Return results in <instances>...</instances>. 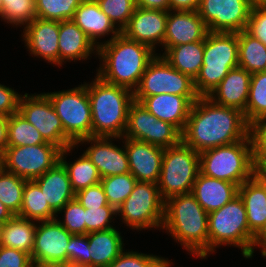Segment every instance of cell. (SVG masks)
Wrapping results in <instances>:
<instances>
[{"mask_svg":"<svg viewBox=\"0 0 266 267\" xmlns=\"http://www.w3.org/2000/svg\"><path fill=\"white\" fill-rule=\"evenodd\" d=\"M249 135L250 125L244 112L218 105L208 97H199L191 107L181 140L201 153L236 143Z\"/></svg>","mask_w":266,"mask_h":267,"instance_id":"obj_1","label":"cell"},{"mask_svg":"<svg viewBox=\"0 0 266 267\" xmlns=\"http://www.w3.org/2000/svg\"><path fill=\"white\" fill-rule=\"evenodd\" d=\"M155 52L149 46L130 40L120 33L98 46L97 56L102 63L96 75L107 83L134 92L147 65L157 55Z\"/></svg>","mask_w":266,"mask_h":267,"instance_id":"obj_2","label":"cell"},{"mask_svg":"<svg viewBox=\"0 0 266 267\" xmlns=\"http://www.w3.org/2000/svg\"><path fill=\"white\" fill-rule=\"evenodd\" d=\"M163 229L191 255L207 258L208 213L191 192L164 201Z\"/></svg>","mask_w":266,"mask_h":267,"instance_id":"obj_3","label":"cell"},{"mask_svg":"<svg viewBox=\"0 0 266 267\" xmlns=\"http://www.w3.org/2000/svg\"><path fill=\"white\" fill-rule=\"evenodd\" d=\"M85 86L91 105L92 136L123 138L133 91L107 83L97 75Z\"/></svg>","mask_w":266,"mask_h":267,"instance_id":"obj_4","label":"cell"},{"mask_svg":"<svg viewBox=\"0 0 266 267\" xmlns=\"http://www.w3.org/2000/svg\"><path fill=\"white\" fill-rule=\"evenodd\" d=\"M251 136L236 143L199 153V169L206 176L240 186L255 175Z\"/></svg>","mask_w":266,"mask_h":267,"instance_id":"obj_5","label":"cell"},{"mask_svg":"<svg viewBox=\"0 0 266 267\" xmlns=\"http://www.w3.org/2000/svg\"><path fill=\"white\" fill-rule=\"evenodd\" d=\"M254 234L247 222L244 203L238 195L220 209L208 213V254L215 248L235 246L241 248L245 259L252 258Z\"/></svg>","mask_w":266,"mask_h":267,"instance_id":"obj_6","label":"cell"},{"mask_svg":"<svg viewBox=\"0 0 266 267\" xmlns=\"http://www.w3.org/2000/svg\"><path fill=\"white\" fill-rule=\"evenodd\" d=\"M238 32H210L204 39L203 65L194 80L200 97H207L233 68L238 67Z\"/></svg>","mask_w":266,"mask_h":267,"instance_id":"obj_7","label":"cell"},{"mask_svg":"<svg viewBox=\"0 0 266 267\" xmlns=\"http://www.w3.org/2000/svg\"><path fill=\"white\" fill-rule=\"evenodd\" d=\"M199 171V153L182 140L177 145L164 148L157 183L163 201L190 193Z\"/></svg>","mask_w":266,"mask_h":267,"instance_id":"obj_8","label":"cell"},{"mask_svg":"<svg viewBox=\"0 0 266 267\" xmlns=\"http://www.w3.org/2000/svg\"><path fill=\"white\" fill-rule=\"evenodd\" d=\"M44 94L61 119L65 137L73 145L92 136L91 105L85 83L72 89Z\"/></svg>","mask_w":266,"mask_h":267,"instance_id":"obj_9","label":"cell"},{"mask_svg":"<svg viewBox=\"0 0 266 267\" xmlns=\"http://www.w3.org/2000/svg\"><path fill=\"white\" fill-rule=\"evenodd\" d=\"M117 215L133 230L162 228L164 201L158 185L137 181L129 197L117 208Z\"/></svg>","mask_w":266,"mask_h":267,"instance_id":"obj_10","label":"cell"},{"mask_svg":"<svg viewBox=\"0 0 266 267\" xmlns=\"http://www.w3.org/2000/svg\"><path fill=\"white\" fill-rule=\"evenodd\" d=\"M161 93L186 96L192 103L200 97L194 80L172 67L159 53L147 65L133 94L134 97H147Z\"/></svg>","mask_w":266,"mask_h":267,"instance_id":"obj_11","label":"cell"},{"mask_svg":"<svg viewBox=\"0 0 266 267\" xmlns=\"http://www.w3.org/2000/svg\"><path fill=\"white\" fill-rule=\"evenodd\" d=\"M61 149L54 144L7 146L3 168L23 179L34 180L60 161Z\"/></svg>","mask_w":266,"mask_h":267,"instance_id":"obj_12","label":"cell"},{"mask_svg":"<svg viewBox=\"0 0 266 267\" xmlns=\"http://www.w3.org/2000/svg\"><path fill=\"white\" fill-rule=\"evenodd\" d=\"M123 138L168 148L181 141V132L171 123L158 120L140 102L133 101Z\"/></svg>","mask_w":266,"mask_h":267,"instance_id":"obj_13","label":"cell"},{"mask_svg":"<svg viewBox=\"0 0 266 267\" xmlns=\"http://www.w3.org/2000/svg\"><path fill=\"white\" fill-rule=\"evenodd\" d=\"M18 112L38 129L46 142L61 150L73 145L65 137L61 119L44 93L21 95Z\"/></svg>","mask_w":266,"mask_h":267,"instance_id":"obj_14","label":"cell"},{"mask_svg":"<svg viewBox=\"0 0 266 267\" xmlns=\"http://www.w3.org/2000/svg\"><path fill=\"white\" fill-rule=\"evenodd\" d=\"M251 8L247 0H200L197 12L210 32H241Z\"/></svg>","mask_w":266,"mask_h":267,"instance_id":"obj_15","label":"cell"},{"mask_svg":"<svg viewBox=\"0 0 266 267\" xmlns=\"http://www.w3.org/2000/svg\"><path fill=\"white\" fill-rule=\"evenodd\" d=\"M115 138V139H114ZM122 139L121 137L90 136L78 141L75 146L83 143H91L84 154L96 166L102 178L113 175L129 173L128 157L125 150V138L122 140L124 146L118 147L112 141Z\"/></svg>","mask_w":266,"mask_h":267,"instance_id":"obj_16","label":"cell"},{"mask_svg":"<svg viewBox=\"0 0 266 267\" xmlns=\"http://www.w3.org/2000/svg\"><path fill=\"white\" fill-rule=\"evenodd\" d=\"M73 234L57 219L37 224L31 260L37 262L67 263V245Z\"/></svg>","mask_w":266,"mask_h":267,"instance_id":"obj_17","label":"cell"},{"mask_svg":"<svg viewBox=\"0 0 266 267\" xmlns=\"http://www.w3.org/2000/svg\"><path fill=\"white\" fill-rule=\"evenodd\" d=\"M168 11L136 7L127 26L121 33L128 39L149 46L153 51L156 45L164 43Z\"/></svg>","mask_w":266,"mask_h":267,"instance_id":"obj_18","label":"cell"},{"mask_svg":"<svg viewBox=\"0 0 266 267\" xmlns=\"http://www.w3.org/2000/svg\"><path fill=\"white\" fill-rule=\"evenodd\" d=\"M208 33V27L197 10H169L162 48L165 53L173 46L202 41Z\"/></svg>","mask_w":266,"mask_h":267,"instance_id":"obj_19","label":"cell"},{"mask_svg":"<svg viewBox=\"0 0 266 267\" xmlns=\"http://www.w3.org/2000/svg\"><path fill=\"white\" fill-rule=\"evenodd\" d=\"M22 37L31 55L59 67V21L36 17L24 27Z\"/></svg>","mask_w":266,"mask_h":267,"instance_id":"obj_20","label":"cell"},{"mask_svg":"<svg viewBox=\"0 0 266 267\" xmlns=\"http://www.w3.org/2000/svg\"><path fill=\"white\" fill-rule=\"evenodd\" d=\"M130 173L140 182L158 183L164 148L125 138Z\"/></svg>","mask_w":266,"mask_h":267,"instance_id":"obj_21","label":"cell"},{"mask_svg":"<svg viewBox=\"0 0 266 267\" xmlns=\"http://www.w3.org/2000/svg\"><path fill=\"white\" fill-rule=\"evenodd\" d=\"M158 120L174 125L181 133L184 131L187 118L193 103L186 96L161 93L147 97H134Z\"/></svg>","mask_w":266,"mask_h":267,"instance_id":"obj_22","label":"cell"},{"mask_svg":"<svg viewBox=\"0 0 266 267\" xmlns=\"http://www.w3.org/2000/svg\"><path fill=\"white\" fill-rule=\"evenodd\" d=\"M251 75L239 66L233 68L207 97L218 105L245 112Z\"/></svg>","mask_w":266,"mask_h":267,"instance_id":"obj_23","label":"cell"},{"mask_svg":"<svg viewBox=\"0 0 266 267\" xmlns=\"http://www.w3.org/2000/svg\"><path fill=\"white\" fill-rule=\"evenodd\" d=\"M238 190L237 184L206 176L199 171L191 193L202 208L210 213L237 197Z\"/></svg>","mask_w":266,"mask_h":267,"instance_id":"obj_24","label":"cell"},{"mask_svg":"<svg viewBox=\"0 0 266 267\" xmlns=\"http://www.w3.org/2000/svg\"><path fill=\"white\" fill-rule=\"evenodd\" d=\"M72 20L96 47L101 45V42L97 41L99 38L111 33V38L107 39L110 41L121 33L100 9L96 0H83L75 11Z\"/></svg>","mask_w":266,"mask_h":267,"instance_id":"obj_25","label":"cell"},{"mask_svg":"<svg viewBox=\"0 0 266 267\" xmlns=\"http://www.w3.org/2000/svg\"><path fill=\"white\" fill-rule=\"evenodd\" d=\"M58 47L59 66H62L65 60H87L92 53L96 55L98 50L73 20L59 22Z\"/></svg>","mask_w":266,"mask_h":267,"instance_id":"obj_26","label":"cell"},{"mask_svg":"<svg viewBox=\"0 0 266 267\" xmlns=\"http://www.w3.org/2000/svg\"><path fill=\"white\" fill-rule=\"evenodd\" d=\"M34 181L39 185L45 200L56 213L69 201L75 199L68 172L61 161Z\"/></svg>","mask_w":266,"mask_h":267,"instance_id":"obj_27","label":"cell"},{"mask_svg":"<svg viewBox=\"0 0 266 267\" xmlns=\"http://www.w3.org/2000/svg\"><path fill=\"white\" fill-rule=\"evenodd\" d=\"M250 231L256 235L266 222V181L255 175L239 186Z\"/></svg>","mask_w":266,"mask_h":267,"instance_id":"obj_28","label":"cell"},{"mask_svg":"<svg viewBox=\"0 0 266 267\" xmlns=\"http://www.w3.org/2000/svg\"><path fill=\"white\" fill-rule=\"evenodd\" d=\"M88 237V257L90 267H105L113 262L123 251L121 232L115 227L86 234Z\"/></svg>","mask_w":266,"mask_h":267,"instance_id":"obj_29","label":"cell"},{"mask_svg":"<svg viewBox=\"0 0 266 267\" xmlns=\"http://www.w3.org/2000/svg\"><path fill=\"white\" fill-rule=\"evenodd\" d=\"M37 223L14 215L1 225L0 246L21 250L31 256Z\"/></svg>","mask_w":266,"mask_h":267,"instance_id":"obj_30","label":"cell"},{"mask_svg":"<svg viewBox=\"0 0 266 267\" xmlns=\"http://www.w3.org/2000/svg\"><path fill=\"white\" fill-rule=\"evenodd\" d=\"M162 56L176 70L195 80L203 65L204 39L170 47Z\"/></svg>","mask_w":266,"mask_h":267,"instance_id":"obj_31","label":"cell"},{"mask_svg":"<svg viewBox=\"0 0 266 267\" xmlns=\"http://www.w3.org/2000/svg\"><path fill=\"white\" fill-rule=\"evenodd\" d=\"M75 147V145H72L64 150H61L60 161L66 167L71 182V187L76 193L82 189L88 188L89 186L100 183L102 177L100 176L96 166L84 153L79 156L77 160H74L75 162L68 163L66 161L65 156Z\"/></svg>","mask_w":266,"mask_h":267,"instance_id":"obj_32","label":"cell"},{"mask_svg":"<svg viewBox=\"0 0 266 267\" xmlns=\"http://www.w3.org/2000/svg\"><path fill=\"white\" fill-rule=\"evenodd\" d=\"M18 216L36 222L53 220L58 217L57 213L49 206L48 201L45 200L44 194L34 180H26Z\"/></svg>","mask_w":266,"mask_h":267,"instance_id":"obj_33","label":"cell"},{"mask_svg":"<svg viewBox=\"0 0 266 267\" xmlns=\"http://www.w3.org/2000/svg\"><path fill=\"white\" fill-rule=\"evenodd\" d=\"M238 66L249 73L266 71V46L245 30L238 32Z\"/></svg>","mask_w":266,"mask_h":267,"instance_id":"obj_34","label":"cell"},{"mask_svg":"<svg viewBox=\"0 0 266 267\" xmlns=\"http://www.w3.org/2000/svg\"><path fill=\"white\" fill-rule=\"evenodd\" d=\"M51 144L19 112L8 117L7 146Z\"/></svg>","mask_w":266,"mask_h":267,"instance_id":"obj_35","label":"cell"},{"mask_svg":"<svg viewBox=\"0 0 266 267\" xmlns=\"http://www.w3.org/2000/svg\"><path fill=\"white\" fill-rule=\"evenodd\" d=\"M244 116L249 125L266 117V71L252 73Z\"/></svg>","mask_w":266,"mask_h":267,"instance_id":"obj_36","label":"cell"},{"mask_svg":"<svg viewBox=\"0 0 266 267\" xmlns=\"http://www.w3.org/2000/svg\"><path fill=\"white\" fill-rule=\"evenodd\" d=\"M25 184L26 179L8 172L4 168L0 170V201L17 216L22 205Z\"/></svg>","mask_w":266,"mask_h":267,"instance_id":"obj_37","label":"cell"},{"mask_svg":"<svg viewBox=\"0 0 266 267\" xmlns=\"http://www.w3.org/2000/svg\"><path fill=\"white\" fill-rule=\"evenodd\" d=\"M83 0H35L37 18L52 21L72 20Z\"/></svg>","mask_w":266,"mask_h":267,"instance_id":"obj_38","label":"cell"},{"mask_svg":"<svg viewBox=\"0 0 266 267\" xmlns=\"http://www.w3.org/2000/svg\"><path fill=\"white\" fill-rule=\"evenodd\" d=\"M136 182V178L130 172L104 177L100 181L108 204L116 209L129 197Z\"/></svg>","mask_w":266,"mask_h":267,"instance_id":"obj_39","label":"cell"},{"mask_svg":"<svg viewBox=\"0 0 266 267\" xmlns=\"http://www.w3.org/2000/svg\"><path fill=\"white\" fill-rule=\"evenodd\" d=\"M36 17L35 0H3L0 18L13 27H24Z\"/></svg>","mask_w":266,"mask_h":267,"instance_id":"obj_40","label":"cell"},{"mask_svg":"<svg viewBox=\"0 0 266 267\" xmlns=\"http://www.w3.org/2000/svg\"><path fill=\"white\" fill-rule=\"evenodd\" d=\"M100 9L121 32L136 9L135 0H96Z\"/></svg>","mask_w":266,"mask_h":267,"instance_id":"obj_41","label":"cell"},{"mask_svg":"<svg viewBox=\"0 0 266 267\" xmlns=\"http://www.w3.org/2000/svg\"><path fill=\"white\" fill-rule=\"evenodd\" d=\"M64 212V220L58 222L71 234H86L85 208L76 200L69 201L57 214Z\"/></svg>","mask_w":266,"mask_h":267,"instance_id":"obj_42","label":"cell"},{"mask_svg":"<svg viewBox=\"0 0 266 267\" xmlns=\"http://www.w3.org/2000/svg\"><path fill=\"white\" fill-rule=\"evenodd\" d=\"M115 215L117 209L109 204L100 208H85L86 234L113 228L110 223Z\"/></svg>","mask_w":266,"mask_h":267,"instance_id":"obj_43","label":"cell"},{"mask_svg":"<svg viewBox=\"0 0 266 267\" xmlns=\"http://www.w3.org/2000/svg\"><path fill=\"white\" fill-rule=\"evenodd\" d=\"M66 249L68 264L73 267H90L89 244L86 234L72 235Z\"/></svg>","mask_w":266,"mask_h":267,"instance_id":"obj_44","label":"cell"},{"mask_svg":"<svg viewBox=\"0 0 266 267\" xmlns=\"http://www.w3.org/2000/svg\"><path fill=\"white\" fill-rule=\"evenodd\" d=\"M164 257L136 251H123L113 262L105 267H156Z\"/></svg>","mask_w":266,"mask_h":267,"instance_id":"obj_45","label":"cell"},{"mask_svg":"<svg viewBox=\"0 0 266 267\" xmlns=\"http://www.w3.org/2000/svg\"><path fill=\"white\" fill-rule=\"evenodd\" d=\"M245 31L266 46V5L251 8Z\"/></svg>","mask_w":266,"mask_h":267,"instance_id":"obj_46","label":"cell"},{"mask_svg":"<svg viewBox=\"0 0 266 267\" xmlns=\"http://www.w3.org/2000/svg\"><path fill=\"white\" fill-rule=\"evenodd\" d=\"M75 199L84 208H100L108 205V201L101 183L89 186L75 193Z\"/></svg>","mask_w":266,"mask_h":267,"instance_id":"obj_47","label":"cell"},{"mask_svg":"<svg viewBox=\"0 0 266 267\" xmlns=\"http://www.w3.org/2000/svg\"><path fill=\"white\" fill-rule=\"evenodd\" d=\"M31 262L28 253L0 246V267H30Z\"/></svg>","mask_w":266,"mask_h":267,"instance_id":"obj_48","label":"cell"},{"mask_svg":"<svg viewBox=\"0 0 266 267\" xmlns=\"http://www.w3.org/2000/svg\"><path fill=\"white\" fill-rule=\"evenodd\" d=\"M21 95L5 85L0 84V114L9 117L18 112Z\"/></svg>","mask_w":266,"mask_h":267,"instance_id":"obj_49","label":"cell"},{"mask_svg":"<svg viewBox=\"0 0 266 267\" xmlns=\"http://www.w3.org/2000/svg\"><path fill=\"white\" fill-rule=\"evenodd\" d=\"M253 152H266V117L257 119L250 125Z\"/></svg>","mask_w":266,"mask_h":267,"instance_id":"obj_50","label":"cell"},{"mask_svg":"<svg viewBox=\"0 0 266 267\" xmlns=\"http://www.w3.org/2000/svg\"><path fill=\"white\" fill-rule=\"evenodd\" d=\"M136 7L169 11L170 0H135Z\"/></svg>","mask_w":266,"mask_h":267,"instance_id":"obj_51","label":"cell"},{"mask_svg":"<svg viewBox=\"0 0 266 267\" xmlns=\"http://www.w3.org/2000/svg\"><path fill=\"white\" fill-rule=\"evenodd\" d=\"M255 176L266 181V152H253Z\"/></svg>","mask_w":266,"mask_h":267,"instance_id":"obj_52","label":"cell"},{"mask_svg":"<svg viewBox=\"0 0 266 267\" xmlns=\"http://www.w3.org/2000/svg\"><path fill=\"white\" fill-rule=\"evenodd\" d=\"M200 0H170V10L195 11Z\"/></svg>","mask_w":266,"mask_h":267,"instance_id":"obj_53","label":"cell"},{"mask_svg":"<svg viewBox=\"0 0 266 267\" xmlns=\"http://www.w3.org/2000/svg\"><path fill=\"white\" fill-rule=\"evenodd\" d=\"M261 248V256L266 254V222L262 229L254 236L252 257L254 256V247Z\"/></svg>","mask_w":266,"mask_h":267,"instance_id":"obj_54","label":"cell"},{"mask_svg":"<svg viewBox=\"0 0 266 267\" xmlns=\"http://www.w3.org/2000/svg\"><path fill=\"white\" fill-rule=\"evenodd\" d=\"M8 117L0 114V149L4 152L7 148Z\"/></svg>","mask_w":266,"mask_h":267,"instance_id":"obj_55","label":"cell"},{"mask_svg":"<svg viewBox=\"0 0 266 267\" xmlns=\"http://www.w3.org/2000/svg\"><path fill=\"white\" fill-rule=\"evenodd\" d=\"M14 214L0 201V225H4Z\"/></svg>","mask_w":266,"mask_h":267,"instance_id":"obj_56","label":"cell"},{"mask_svg":"<svg viewBox=\"0 0 266 267\" xmlns=\"http://www.w3.org/2000/svg\"><path fill=\"white\" fill-rule=\"evenodd\" d=\"M30 267H73L68 263L32 261Z\"/></svg>","mask_w":266,"mask_h":267,"instance_id":"obj_57","label":"cell"},{"mask_svg":"<svg viewBox=\"0 0 266 267\" xmlns=\"http://www.w3.org/2000/svg\"><path fill=\"white\" fill-rule=\"evenodd\" d=\"M247 2L253 6L266 5V0H247Z\"/></svg>","mask_w":266,"mask_h":267,"instance_id":"obj_58","label":"cell"},{"mask_svg":"<svg viewBox=\"0 0 266 267\" xmlns=\"http://www.w3.org/2000/svg\"><path fill=\"white\" fill-rule=\"evenodd\" d=\"M171 264L170 260L163 258L156 267H171Z\"/></svg>","mask_w":266,"mask_h":267,"instance_id":"obj_59","label":"cell"},{"mask_svg":"<svg viewBox=\"0 0 266 267\" xmlns=\"http://www.w3.org/2000/svg\"><path fill=\"white\" fill-rule=\"evenodd\" d=\"M3 156L4 152L0 149V170L3 169Z\"/></svg>","mask_w":266,"mask_h":267,"instance_id":"obj_60","label":"cell"},{"mask_svg":"<svg viewBox=\"0 0 266 267\" xmlns=\"http://www.w3.org/2000/svg\"><path fill=\"white\" fill-rule=\"evenodd\" d=\"M3 0H0V13L2 11Z\"/></svg>","mask_w":266,"mask_h":267,"instance_id":"obj_61","label":"cell"}]
</instances>
